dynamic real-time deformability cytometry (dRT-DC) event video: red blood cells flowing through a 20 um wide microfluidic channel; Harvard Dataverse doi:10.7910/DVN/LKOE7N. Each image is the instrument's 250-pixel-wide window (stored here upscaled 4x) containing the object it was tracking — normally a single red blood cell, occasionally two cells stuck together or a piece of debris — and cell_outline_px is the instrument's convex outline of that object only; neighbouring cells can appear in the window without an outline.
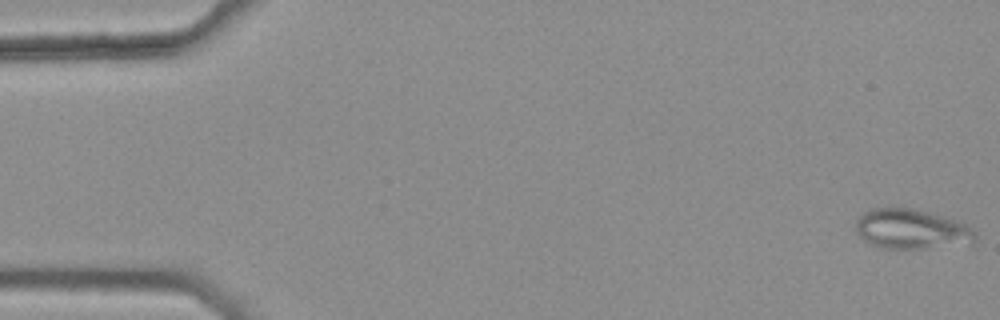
{"species": "common noctule bat (a hibernating species)", "species_latin": "Nyctalus noctula", "temperature_condition": "warm", "stored_images_in_passage": 45, "camera_frame_rate_fps": 3000, "um_per_image_px": 0.085, "animal": {"sex": "female", "body_mass_g": 25.1}, "frame": {"image": 1, "passage_image": 1, "time_ms": 0.0, "image_size_px": [1000, 320], "cell_outline_px": [[976, 240], [924, 248], [884, 248], [872, 244], [864, 240], [856, 232], [856, 220], [868, 208], [912, 208], [944, 216], [956, 220], [972, 228], [976, 232]], "centroid_in_image_um": [77.41, 19.44], "position_along_channel_um": 7.6, "area_um2": 27.17}}
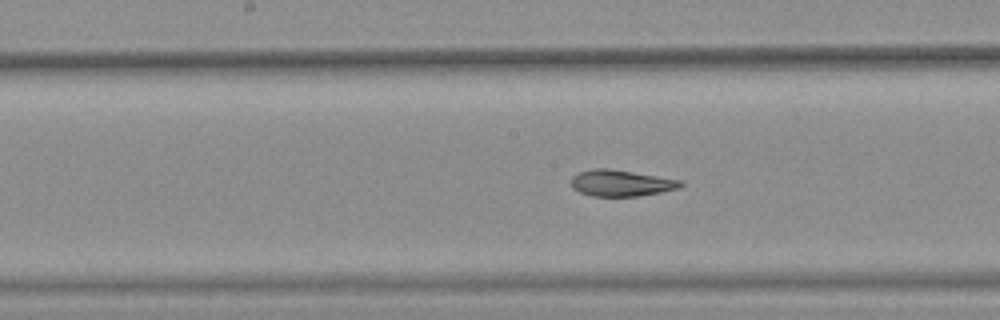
{"frame": {"image": 2, "passage_image": 27, "time_ms": 8.667, "image_size_px": [1000, 320], "cell_outline_px": [[684, 184], [680, 188], [640, 196], [592, 196], [580, 192], [572, 188], [572, 176], [580, 172], [592, 168], [608, 168], [684, 180]], "centroid_in_image_um": [52.83, 15.56], "position_along_channel_um": 195.4, "area_um2": 16.88}}
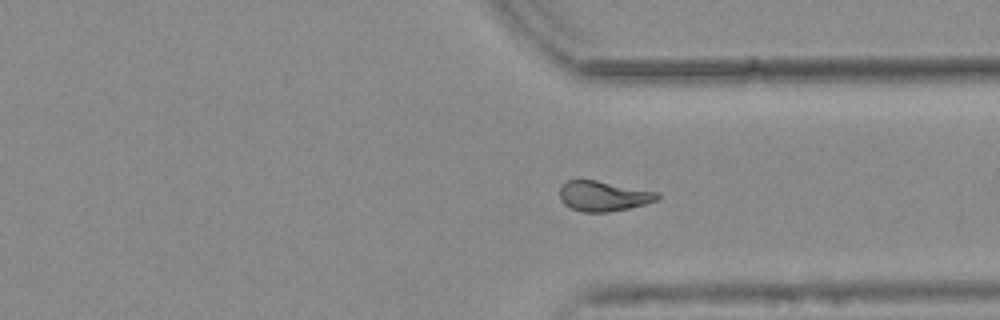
{"frame": {"image": 3, "passage_image": 40, "time_ms": 13.0, "image_size_px": [1000, 320], "cell_outline_px": [[660, 200], [628, 208], [608, 212], [584, 212], [572, 208], [564, 204], [560, 200], [560, 188], [568, 180], [596, 180], [660, 192]], "centroid_in_image_um": [51.33, 16.66], "position_along_channel_um": 360.1, "area_um2": 17.17}, "authors_computed_cell_mechanics": {"area_um2": 17.7446, "velocity_mm_per_s": 3.7973, "shape_relaxation_time_tau1_ms": null, "shape_relaxation_time_tau2_ms": 3.2585, "deformation_change_tau1": null, "deformation_change_tau2": 0.0714}}